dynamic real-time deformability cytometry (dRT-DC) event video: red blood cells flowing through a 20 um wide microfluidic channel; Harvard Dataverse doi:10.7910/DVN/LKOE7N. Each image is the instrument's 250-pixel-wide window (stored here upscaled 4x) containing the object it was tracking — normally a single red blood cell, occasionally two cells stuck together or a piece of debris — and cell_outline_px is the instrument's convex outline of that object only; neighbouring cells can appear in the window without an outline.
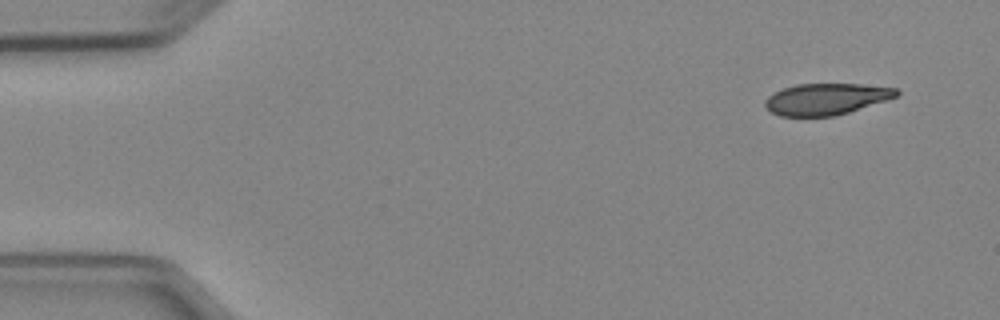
{"species": "Egyptian fruit bat (a non-hibernating species)", "species_latin": "Rousettus aegyptiacus", "temperature_condition": "cold", "stored_images_in_passage": 4, "camera_frame_rate_fps": 3000, "um_per_image_px": 0.085, "animal": {"sex": "female"}, "frame": {"image": 1, "passage_image": 1, "time_ms": 0.0, "image_size_px": [1000, 320], "cell_outline_px": [[900, 92], [896, 96], [848, 112], [832, 116], [780, 116], [764, 108], [764, 100], [768, 96], [784, 88], [796, 84], [860, 84], [896, 88]], "centroid_in_image_um": [70.16, 8.41], "position_along_channel_um": 14.8, "area_um2": 23.76}}
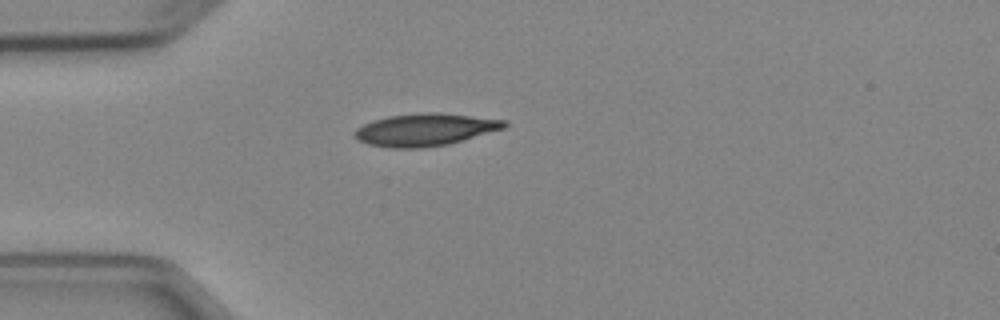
{"frame": {"image": 2, "passage_image": 4, "time_ms": 3.333, "image_size_px": [1000, 320], "cell_outline_px": [[508, 124], [504, 128], [448, 144], [420, 148], [388, 148], [368, 144], [352, 136], [352, 132], [356, 128], [372, 120], [388, 116], [424, 112], [436, 112], [508, 120]], "centroid_in_image_um": [36.09, 11.02], "position_along_channel_um": 48.9, "area_um2": 28.26}}